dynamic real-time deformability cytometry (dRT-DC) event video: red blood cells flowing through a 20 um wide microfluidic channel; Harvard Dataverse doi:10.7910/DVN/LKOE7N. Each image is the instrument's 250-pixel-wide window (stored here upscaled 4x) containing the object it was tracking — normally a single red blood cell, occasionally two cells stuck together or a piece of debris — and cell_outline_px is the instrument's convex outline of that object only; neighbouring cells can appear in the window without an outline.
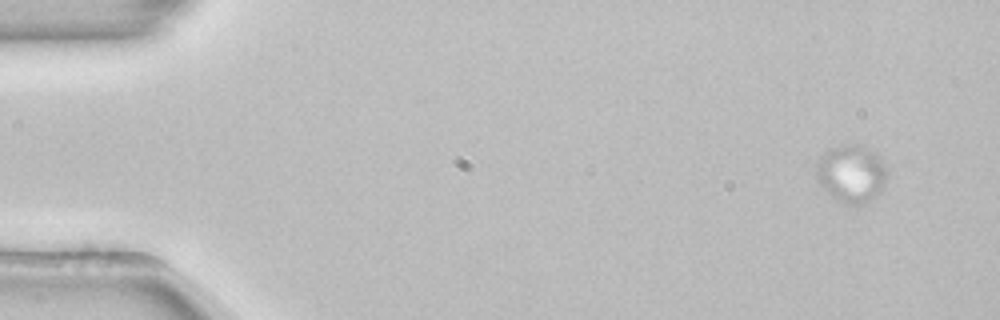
{"species": "common noctule bat (a hibernating species)", "species_latin": "Nyctalus noctula", "temperature_condition": "room temperature", "stored_images_in_passage": 63, "camera_frame_rate_fps": 3000, "um_per_image_px": 0.085, "animal": {"sex": "female", "body_mass_g": 22.7, "forearm_length_mm": 54.2}, "frame": {"image": 1, "passage_image": 1, "time_ms": 0.0, "image_size_px": [1000, 320], "cell_outline_px": [[888, 172], [884, 184], [876, 196], [872, 200], [864, 204], [844, 204], [836, 200], [820, 184], [816, 176], [816, 164], [820, 156], [828, 148], [852, 144], [856, 144], [868, 148], [876, 152], [880, 156]], "centroid_in_image_um": [72.37, 14.75], "position_along_channel_um": 12.6, "area_um2": 23.93}}
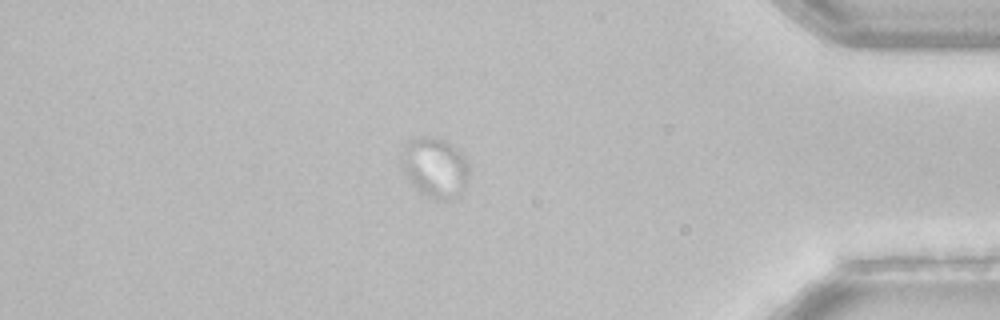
{"frame": {"image": 2, "passage_image": 54, "time_ms": 17.667, "image_size_px": [1000, 320], "cell_outline_px": [[468, 180], [460, 192], [452, 200], [436, 200], [420, 192], [416, 188], [404, 172], [400, 164], [400, 156], [408, 140], [420, 136], [432, 136], [444, 140], [452, 144], [460, 152], [468, 164]], "centroid_in_image_um": [36.95, 14.22], "position_along_channel_um": 398.3, "area_um2": 23.64}}
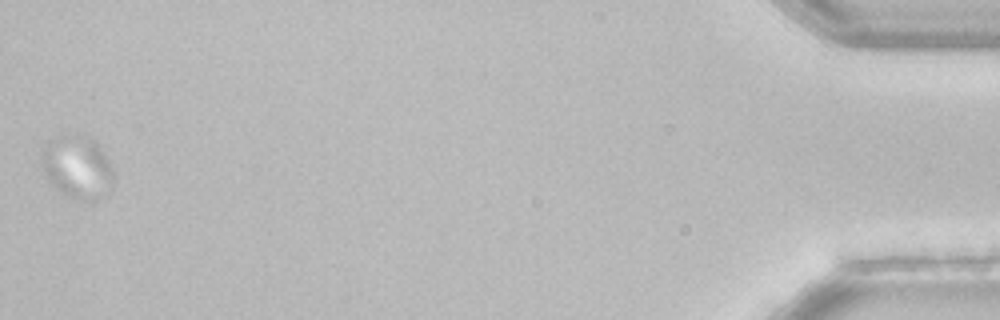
{"frame": {"image": 3, "passage_image": 63, "time_ms": 20.667, "image_size_px": [1000, 320], "cell_outline_px": [[116, 176], [108, 192], [100, 200], [92, 204], [84, 204], [56, 192], [48, 180], [40, 160], [48, 140], [56, 136], [76, 136], [92, 140], [104, 152], [112, 164]], "centroid_in_image_um": [6.61, 14.33], "position_along_channel_um": 428.6, "area_um2": 27.11}}